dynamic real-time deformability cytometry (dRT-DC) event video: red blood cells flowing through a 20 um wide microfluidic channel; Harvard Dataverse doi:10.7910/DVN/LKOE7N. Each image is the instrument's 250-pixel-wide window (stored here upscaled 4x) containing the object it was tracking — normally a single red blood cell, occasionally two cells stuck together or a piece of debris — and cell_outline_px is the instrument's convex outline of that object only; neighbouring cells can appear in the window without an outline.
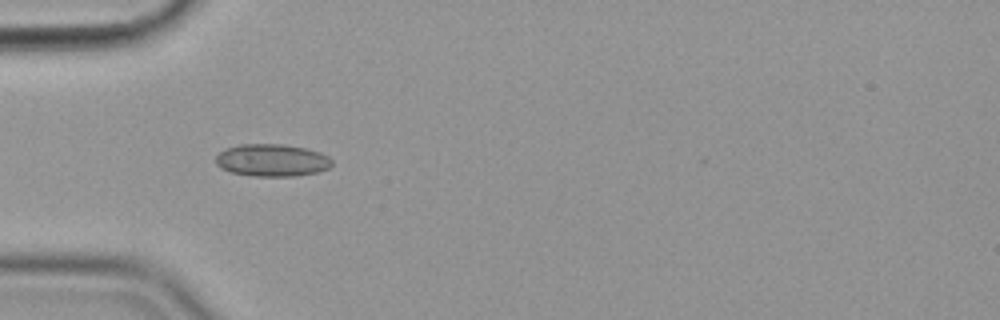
{"species": "common noctule bat (a hibernating species)", "species_latin": "Nyctalus noctula", "temperature_condition": "cold", "stored_images_in_passage": 38, "camera_frame_rate_fps": 3000, "um_per_image_px": 0.085, "animal": {"sex": "female", "body_mass_g": 19.9}, "frame": {"image": 1, "passage_image": 4, "time_ms": 1.0, "image_size_px": [1000, 320], "cell_outline_px": [[332, 164], [328, 168], [316, 172], [296, 176], [252, 176], [232, 172], [220, 168], [216, 164], [216, 156], [224, 148], [240, 144], [280, 144], [304, 148], [320, 152], [328, 156], [332, 160]], "centroid_in_image_um": [23.09, 13.62], "position_along_channel_um": 61.9, "area_um2": 21.91}}
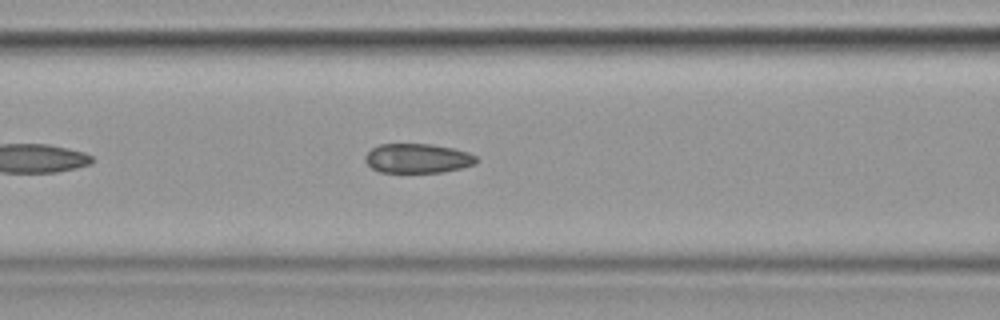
{"frame": {"image": 2, "passage_image": 10, "time_ms": 3.0, "image_size_px": [1000, 320], "cell_outline_px": [[476, 164], [444, 172], [380, 172], [372, 168], [364, 160], [364, 156], [372, 148], [380, 144], [432, 144], [452, 148], [468, 152], [476, 156]], "centroid_in_image_um": [35.48, 13.46], "position_along_channel_um": 131.1, "area_um2": 19.02}}
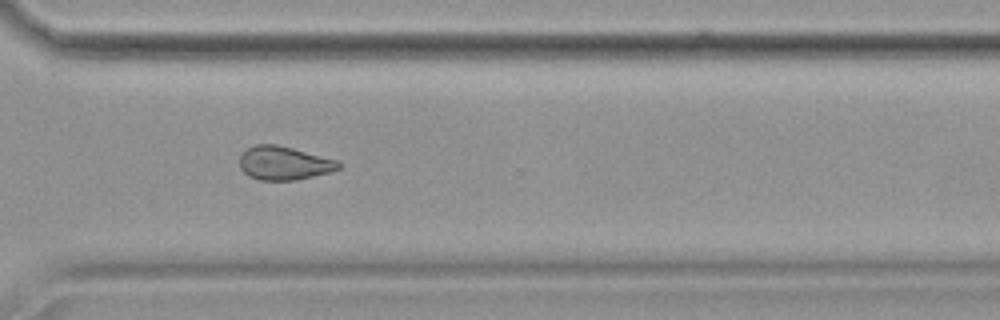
{"frame": {"image": 3, "passage_image": 28, "time_ms": 9.0, "image_size_px": [1000, 320], "cell_outline_px": [[340, 168], [328, 172], [296, 180], [260, 180], [248, 176], [240, 168], [240, 156], [248, 148], [256, 144], [276, 144], [292, 148], [336, 160], [340, 164]], "centroid_in_image_um": [24.1, 13.87], "position_along_channel_um": 346.5, "area_um2": 19.07}, "authors_computed_cell_mechanics": {"area_um2": 19.5653, "velocity_mm_per_s": 3.5972, "shape_relaxation_time_tau1_ms": null, "shape_relaxation_time_tau2_ms": 3.124, "deformation_change_tau1": null, "deformation_change_tau2": 0.0758}}